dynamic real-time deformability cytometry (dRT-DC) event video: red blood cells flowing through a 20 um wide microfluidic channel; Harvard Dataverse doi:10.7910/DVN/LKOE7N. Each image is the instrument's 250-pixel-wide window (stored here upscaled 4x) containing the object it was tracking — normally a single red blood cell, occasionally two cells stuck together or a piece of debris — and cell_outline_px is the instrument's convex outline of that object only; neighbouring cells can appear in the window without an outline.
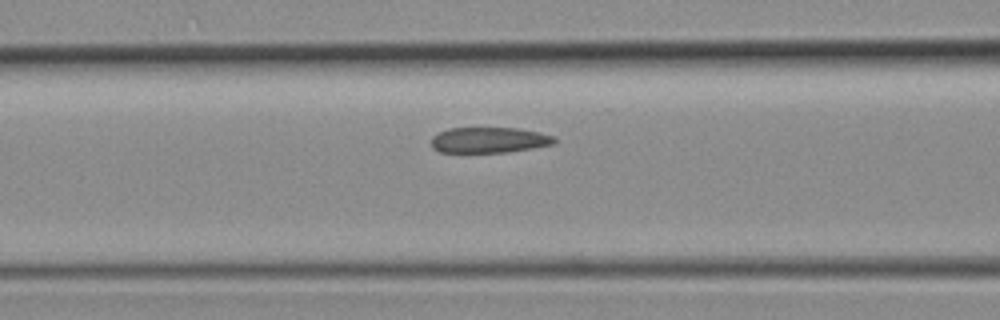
{"species": "common noctule bat (a hibernating species)", "species_latin": "Nyctalus noctula", "temperature_condition": "room temperature", "stored_images_in_passage": 16, "camera_frame_rate_fps": 3000, "um_per_image_px": 0.085, "animal": {"sex": "female", "body_mass_g": 19.3, "forearm_length_mm": 54.1}, "frame": {"image": 1, "passage_image": 12, "time_ms": 3.667, "image_size_px": [1000, 320], "cell_outline_px": [[556, 140], [552, 144], [532, 148], [508, 152], [440, 152], [432, 148], [432, 136], [448, 128], [520, 128], [540, 132], [552, 136]], "centroid_in_image_um": [41.56, 11.9], "position_along_channel_um": 125.0, "area_um2": 18.32}}
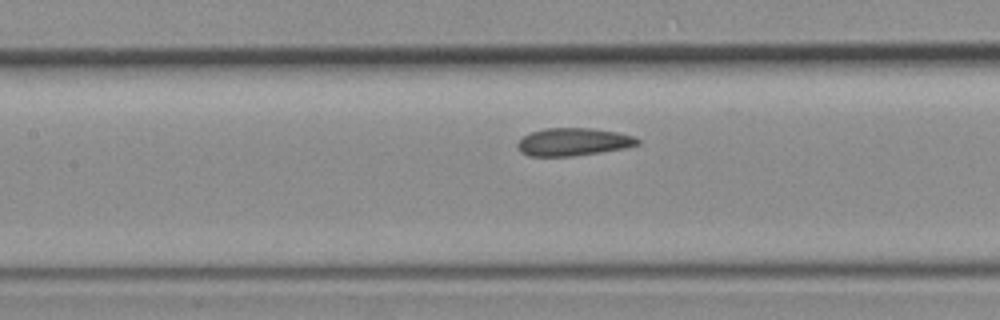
{"frame": {"image": 2, "passage_image": 14, "time_ms": 4.333, "image_size_px": [1000, 320], "cell_outline_px": [[640, 144], [624, 148], [600, 152], [572, 156], [528, 156], [520, 152], [516, 144], [524, 136], [532, 132], [544, 128], [592, 128], [616, 132], [636, 136], [640, 140]], "centroid_in_image_um": [48.74, 12.06], "position_along_channel_um": 158.7, "area_um2": 19.42}}